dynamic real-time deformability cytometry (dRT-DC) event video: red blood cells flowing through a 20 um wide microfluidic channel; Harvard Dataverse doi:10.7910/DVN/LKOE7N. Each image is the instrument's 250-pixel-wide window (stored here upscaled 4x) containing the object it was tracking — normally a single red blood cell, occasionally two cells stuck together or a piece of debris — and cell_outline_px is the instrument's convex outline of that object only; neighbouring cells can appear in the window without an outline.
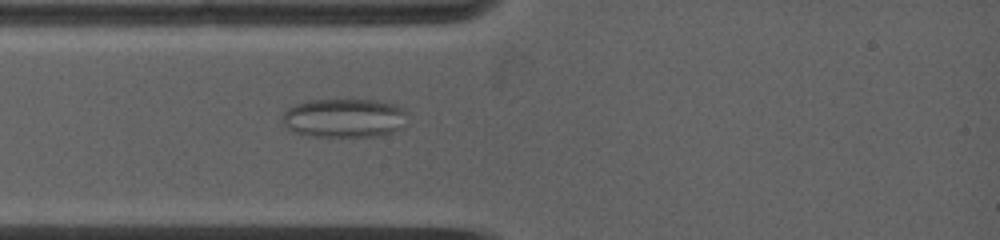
{"species": "common noctule bat (a hibernating species)", "species_latin": "Nyctalus noctula", "temperature_condition": "warm", "stored_images_in_passage": 38, "camera_frame_rate_fps": 5000, "um_per_image_px": 0.085, "animal": {"sex": "female", "body_mass_g": 19.0, "forearm_length_mm": 53.3}, "frame": {"image": 1, "passage_image": 6, "time_ms": 2.2, "image_size_px": [1000, 240], "cell_outline_px": [[408, 112], [404, 128], [392, 132], [376, 136], [308, 136], [292, 132], [284, 124], [284, 112], [288, 108], [296, 104], [308, 100], [376, 100], [396, 104], [404, 108]], "centroid_in_image_um": [29.32, 10.03], "position_along_channel_um": 55.7, "area_um2": 28.61}}
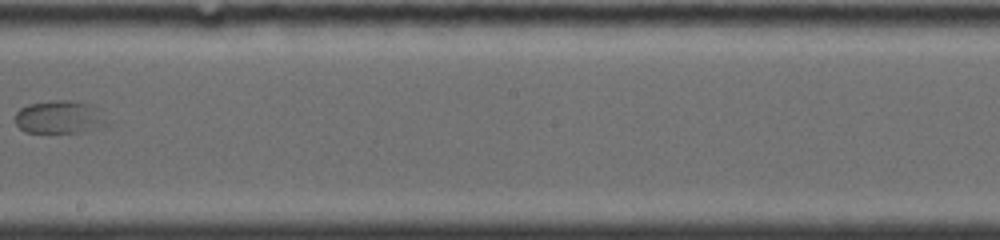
{"frame": {"image": 2, "passage_image": 17, "time_ms": 7.0, "image_size_px": [1000, 240], "cell_outline_px": [[108, 124], [80, 132], [24, 132], [16, 124], [16, 112], [20, 108], [28, 104], [52, 100], [72, 100], [88, 104]], "centroid_in_image_um": [4.94, 9.95], "position_along_channel_um": 243.3, "area_um2": 16.99}}
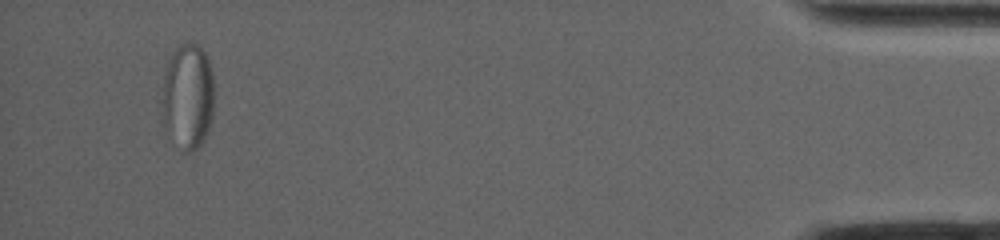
{"frame": {"image": 3, "passage_image": 34, "time_ms": 14.2, "image_size_px": [1000, 240], "cell_outline_px": [[212, 120], [208, 132], [204, 140], [192, 152], [184, 152], [160, 124], [160, 112], [164, 72], [168, 60], [172, 52], [180, 44], [196, 44], [208, 56], [212, 68]], "centroid_in_image_um": [15.92, 8.22], "position_along_channel_um": 419.3, "area_um2": 32.77}}